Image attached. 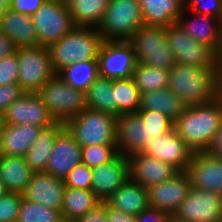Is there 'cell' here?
<instances>
[{
    "mask_svg": "<svg viewBox=\"0 0 222 222\" xmlns=\"http://www.w3.org/2000/svg\"><path fill=\"white\" fill-rule=\"evenodd\" d=\"M168 89L186 107L213 102L222 95V67L202 68L176 63L169 70Z\"/></svg>",
    "mask_w": 222,
    "mask_h": 222,
    "instance_id": "6da1fadb",
    "label": "cell"
},
{
    "mask_svg": "<svg viewBox=\"0 0 222 222\" xmlns=\"http://www.w3.org/2000/svg\"><path fill=\"white\" fill-rule=\"evenodd\" d=\"M221 121L222 95L208 104L186 107L173 127L193 153H200L210 148Z\"/></svg>",
    "mask_w": 222,
    "mask_h": 222,
    "instance_id": "7a4b0ae2",
    "label": "cell"
},
{
    "mask_svg": "<svg viewBox=\"0 0 222 222\" xmlns=\"http://www.w3.org/2000/svg\"><path fill=\"white\" fill-rule=\"evenodd\" d=\"M103 41L97 28L75 26L59 41L47 47L55 72L74 62L97 60Z\"/></svg>",
    "mask_w": 222,
    "mask_h": 222,
    "instance_id": "3957f363",
    "label": "cell"
},
{
    "mask_svg": "<svg viewBox=\"0 0 222 222\" xmlns=\"http://www.w3.org/2000/svg\"><path fill=\"white\" fill-rule=\"evenodd\" d=\"M116 116L86 108L70 118L65 127L81 148L88 146L116 145Z\"/></svg>",
    "mask_w": 222,
    "mask_h": 222,
    "instance_id": "277c9868",
    "label": "cell"
},
{
    "mask_svg": "<svg viewBox=\"0 0 222 222\" xmlns=\"http://www.w3.org/2000/svg\"><path fill=\"white\" fill-rule=\"evenodd\" d=\"M143 25L138 0H110L97 30L104 41H128Z\"/></svg>",
    "mask_w": 222,
    "mask_h": 222,
    "instance_id": "5b68a950",
    "label": "cell"
},
{
    "mask_svg": "<svg viewBox=\"0 0 222 222\" xmlns=\"http://www.w3.org/2000/svg\"><path fill=\"white\" fill-rule=\"evenodd\" d=\"M57 122L66 123L87 108L86 93L68 85L58 74L37 92Z\"/></svg>",
    "mask_w": 222,
    "mask_h": 222,
    "instance_id": "8992f818",
    "label": "cell"
},
{
    "mask_svg": "<svg viewBox=\"0 0 222 222\" xmlns=\"http://www.w3.org/2000/svg\"><path fill=\"white\" fill-rule=\"evenodd\" d=\"M141 64L171 70L175 58L166 39V27L141 26L128 40Z\"/></svg>",
    "mask_w": 222,
    "mask_h": 222,
    "instance_id": "52a82bcc",
    "label": "cell"
},
{
    "mask_svg": "<svg viewBox=\"0 0 222 222\" xmlns=\"http://www.w3.org/2000/svg\"><path fill=\"white\" fill-rule=\"evenodd\" d=\"M15 53L18 60V84L25 93H37L55 72L46 46L19 47Z\"/></svg>",
    "mask_w": 222,
    "mask_h": 222,
    "instance_id": "ba28073f",
    "label": "cell"
},
{
    "mask_svg": "<svg viewBox=\"0 0 222 222\" xmlns=\"http://www.w3.org/2000/svg\"><path fill=\"white\" fill-rule=\"evenodd\" d=\"M166 39L177 64L222 67V59L210 47L198 43L177 23L166 27Z\"/></svg>",
    "mask_w": 222,
    "mask_h": 222,
    "instance_id": "9c48e42d",
    "label": "cell"
},
{
    "mask_svg": "<svg viewBox=\"0 0 222 222\" xmlns=\"http://www.w3.org/2000/svg\"><path fill=\"white\" fill-rule=\"evenodd\" d=\"M32 20L38 46L48 47L75 27L66 3L60 1L46 0L32 15Z\"/></svg>",
    "mask_w": 222,
    "mask_h": 222,
    "instance_id": "30bf717a",
    "label": "cell"
},
{
    "mask_svg": "<svg viewBox=\"0 0 222 222\" xmlns=\"http://www.w3.org/2000/svg\"><path fill=\"white\" fill-rule=\"evenodd\" d=\"M100 77L129 79L137 65L134 49L129 41H103L98 52Z\"/></svg>",
    "mask_w": 222,
    "mask_h": 222,
    "instance_id": "8fae6325",
    "label": "cell"
},
{
    "mask_svg": "<svg viewBox=\"0 0 222 222\" xmlns=\"http://www.w3.org/2000/svg\"><path fill=\"white\" fill-rule=\"evenodd\" d=\"M172 218L179 222H222V196L191 187Z\"/></svg>",
    "mask_w": 222,
    "mask_h": 222,
    "instance_id": "7c38bea8",
    "label": "cell"
},
{
    "mask_svg": "<svg viewBox=\"0 0 222 222\" xmlns=\"http://www.w3.org/2000/svg\"><path fill=\"white\" fill-rule=\"evenodd\" d=\"M3 119L5 124H31L42 128L57 123L37 93H24L3 112Z\"/></svg>",
    "mask_w": 222,
    "mask_h": 222,
    "instance_id": "4fadbf2b",
    "label": "cell"
},
{
    "mask_svg": "<svg viewBox=\"0 0 222 222\" xmlns=\"http://www.w3.org/2000/svg\"><path fill=\"white\" fill-rule=\"evenodd\" d=\"M142 153L168 163L178 171H186L193 154L174 127L160 135V138L148 142Z\"/></svg>",
    "mask_w": 222,
    "mask_h": 222,
    "instance_id": "5bb4252c",
    "label": "cell"
},
{
    "mask_svg": "<svg viewBox=\"0 0 222 222\" xmlns=\"http://www.w3.org/2000/svg\"><path fill=\"white\" fill-rule=\"evenodd\" d=\"M187 13L192 15L191 19ZM177 24L194 40L210 47L222 59V21L220 19L189 12L184 8Z\"/></svg>",
    "mask_w": 222,
    "mask_h": 222,
    "instance_id": "9a60e30c",
    "label": "cell"
},
{
    "mask_svg": "<svg viewBox=\"0 0 222 222\" xmlns=\"http://www.w3.org/2000/svg\"><path fill=\"white\" fill-rule=\"evenodd\" d=\"M128 179L146 189L171 179L179 171L172 165L136 152L127 156Z\"/></svg>",
    "mask_w": 222,
    "mask_h": 222,
    "instance_id": "2e32d148",
    "label": "cell"
},
{
    "mask_svg": "<svg viewBox=\"0 0 222 222\" xmlns=\"http://www.w3.org/2000/svg\"><path fill=\"white\" fill-rule=\"evenodd\" d=\"M191 188L186 171H179L171 179L147 189L150 207L166 211L171 217Z\"/></svg>",
    "mask_w": 222,
    "mask_h": 222,
    "instance_id": "e0dca14e",
    "label": "cell"
},
{
    "mask_svg": "<svg viewBox=\"0 0 222 222\" xmlns=\"http://www.w3.org/2000/svg\"><path fill=\"white\" fill-rule=\"evenodd\" d=\"M191 187L222 196V159L208 152L193 153L186 169Z\"/></svg>",
    "mask_w": 222,
    "mask_h": 222,
    "instance_id": "ac0fdd59",
    "label": "cell"
},
{
    "mask_svg": "<svg viewBox=\"0 0 222 222\" xmlns=\"http://www.w3.org/2000/svg\"><path fill=\"white\" fill-rule=\"evenodd\" d=\"M82 163L81 147L66 127L57 135L45 172L64 180Z\"/></svg>",
    "mask_w": 222,
    "mask_h": 222,
    "instance_id": "d6986e66",
    "label": "cell"
},
{
    "mask_svg": "<svg viewBox=\"0 0 222 222\" xmlns=\"http://www.w3.org/2000/svg\"><path fill=\"white\" fill-rule=\"evenodd\" d=\"M127 180V157L121 154L110 162L92 168V191L101 202H106Z\"/></svg>",
    "mask_w": 222,
    "mask_h": 222,
    "instance_id": "ffe728a7",
    "label": "cell"
},
{
    "mask_svg": "<svg viewBox=\"0 0 222 222\" xmlns=\"http://www.w3.org/2000/svg\"><path fill=\"white\" fill-rule=\"evenodd\" d=\"M65 188L64 180L55 178L47 172H36L22 197L27 201L61 211Z\"/></svg>",
    "mask_w": 222,
    "mask_h": 222,
    "instance_id": "44dd1931",
    "label": "cell"
},
{
    "mask_svg": "<svg viewBox=\"0 0 222 222\" xmlns=\"http://www.w3.org/2000/svg\"><path fill=\"white\" fill-rule=\"evenodd\" d=\"M116 145L119 154L126 157L144 149V124L137 113L116 118Z\"/></svg>",
    "mask_w": 222,
    "mask_h": 222,
    "instance_id": "7402d4cb",
    "label": "cell"
},
{
    "mask_svg": "<svg viewBox=\"0 0 222 222\" xmlns=\"http://www.w3.org/2000/svg\"><path fill=\"white\" fill-rule=\"evenodd\" d=\"M42 129L40 126L31 124H5L0 137V155L24 157L38 139Z\"/></svg>",
    "mask_w": 222,
    "mask_h": 222,
    "instance_id": "603a6c76",
    "label": "cell"
},
{
    "mask_svg": "<svg viewBox=\"0 0 222 222\" xmlns=\"http://www.w3.org/2000/svg\"><path fill=\"white\" fill-rule=\"evenodd\" d=\"M0 31L13 42L16 48L38 46L32 16L8 9L0 19Z\"/></svg>",
    "mask_w": 222,
    "mask_h": 222,
    "instance_id": "cb8c5ba5",
    "label": "cell"
},
{
    "mask_svg": "<svg viewBox=\"0 0 222 222\" xmlns=\"http://www.w3.org/2000/svg\"><path fill=\"white\" fill-rule=\"evenodd\" d=\"M145 26L168 27L177 23L184 0H138Z\"/></svg>",
    "mask_w": 222,
    "mask_h": 222,
    "instance_id": "d4e9b609",
    "label": "cell"
},
{
    "mask_svg": "<svg viewBox=\"0 0 222 222\" xmlns=\"http://www.w3.org/2000/svg\"><path fill=\"white\" fill-rule=\"evenodd\" d=\"M106 203L133 216L150 207L147 189L129 179L107 199Z\"/></svg>",
    "mask_w": 222,
    "mask_h": 222,
    "instance_id": "484cf974",
    "label": "cell"
},
{
    "mask_svg": "<svg viewBox=\"0 0 222 222\" xmlns=\"http://www.w3.org/2000/svg\"><path fill=\"white\" fill-rule=\"evenodd\" d=\"M33 175L24 157L0 155V178L8 191L22 194Z\"/></svg>",
    "mask_w": 222,
    "mask_h": 222,
    "instance_id": "4316f807",
    "label": "cell"
},
{
    "mask_svg": "<svg viewBox=\"0 0 222 222\" xmlns=\"http://www.w3.org/2000/svg\"><path fill=\"white\" fill-rule=\"evenodd\" d=\"M64 128L65 123L62 122L43 128L38 139L26 152L24 158L34 173L45 172L56 137Z\"/></svg>",
    "mask_w": 222,
    "mask_h": 222,
    "instance_id": "83f0119b",
    "label": "cell"
},
{
    "mask_svg": "<svg viewBox=\"0 0 222 222\" xmlns=\"http://www.w3.org/2000/svg\"><path fill=\"white\" fill-rule=\"evenodd\" d=\"M186 106L170 89L149 91L141 94L139 110H152L163 113L174 122Z\"/></svg>",
    "mask_w": 222,
    "mask_h": 222,
    "instance_id": "f1b7e54d",
    "label": "cell"
},
{
    "mask_svg": "<svg viewBox=\"0 0 222 222\" xmlns=\"http://www.w3.org/2000/svg\"><path fill=\"white\" fill-rule=\"evenodd\" d=\"M101 201L92 190L66 187L61 213L65 222H76Z\"/></svg>",
    "mask_w": 222,
    "mask_h": 222,
    "instance_id": "f546056e",
    "label": "cell"
},
{
    "mask_svg": "<svg viewBox=\"0 0 222 222\" xmlns=\"http://www.w3.org/2000/svg\"><path fill=\"white\" fill-rule=\"evenodd\" d=\"M110 0H67L75 26L98 28Z\"/></svg>",
    "mask_w": 222,
    "mask_h": 222,
    "instance_id": "4dcf8cb0",
    "label": "cell"
},
{
    "mask_svg": "<svg viewBox=\"0 0 222 222\" xmlns=\"http://www.w3.org/2000/svg\"><path fill=\"white\" fill-rule=\"evenodd\" d=\"M57 74L68 85L84 92L100 76L97 60L74 62L61 69Z\"/></svg>",
    "mask_w": 222,
    "mask_h": 222,
    "instance_id": "1f68e13d",
    "label": "cell"
},
{
    "mask_svg": "<svg viewBox=\"0 0 222 222\" xmlns=\"http://www.w3.org/2000/svg\"><path fill=\"white\" fill-rule=\"evenodd\" d=\"M141 93L132 78L114 79V116L137 113Z\"/></svg>",
    "mask_w": 222,
    "mask_h": 222,
    "instance_id": "d6a6232c",
    "label": "cell"
},
{
    "mask_svg": "<svg viewBox=\"0 0 222 222\" xmlns=\"http://www.w3.org/2000/svg\"><path fill=\"white\" fill-rule=\"evenodd\" d=\"M86 93L87 107L114 115V80L98 77Z\"/></svg>",
    "mask_w": 222,
    "mask_h": 222,
    "instance_id": "836d02e7",
    "label": "cell"
},
{
    "mask_svg": "<svg viewBox=\"0 0 222 222\" xmlns=\"http://www.w3.org/2000/svg\"><path fill=\"white\" fill-rule=\"evenodd\" d=\"M132 79L141 94L168 88L169 70L137 62Z\"/></svg>",
    "mask_w": 222,
    "mask_h": 222,
    "instance_id": "e575fe53",
    "label": "cell"
},
{
    "mask_svg": "<svg viewBox=\"0 0 222 222\" xmlns=\"http://www.w3.org/2000/svg\"><path fill=\"white\" fill-rule=\"evenodd\" d=\"M17 222H65L60 210L27 201L22 197Z\"/></svg>",
    "mask_w": 222,
    "mask_h": 222,
    "instance_id": "d590c367",
    "label": "cell"
},
{
    "mask_svg": "<svg viewBox=\"0 0 222 222\" xmlns=\"http://www.w3.org/2000/svg\"><path fill=\"white\" fill-rule=\"evenodd\" d=\"M137 114L144 124V147L148 142L160 138V135L173 127V122L161 112L139 110Z\"/></svg>",
    "mask_w": 222,
    "mask_h": 222,
    "instance_id": "8d00e7d4",
    "label": "cell"
},
{
    "mask_svg": "<svg viewBox=\"0 0 222 222\" xmlns=\"http://www.w3.org/2000/svg\"><path fill=\"white\" fill-rule=\"evenodd\" d=\"M82 163L90 168L97 167L106 162L114 160L118 155L117 145L88 146L81 148Z\"/></svg>",
    "mask_w": 222,
    "mask_h": 222,
    "instance_id": "74e56055",
    "label": "cell"
},
{
    "mask_svg": "<svg viewBox=\"0 0 222 222\" xmlns=\"http://www.w3.org/2000/svg\"><path fill=\"white\" fill-rule=\"evenodd\" d=\"M22 194L8 191L0 197V222H17Z\"/></svg>",
    "mask_w": 222,
    "mask_h": 222,
    "instance_id": "f35d334b",
    "label": "cell"
},
{
    "mask_svg": "<svg viewBox=\"0 0 222 222\" xmlns=\"http://www.w3.org/2000/svg\"><path fill=\"white\" fill-rule=\"evenodd\" d=\"M66 187L92 190V168L86 164H78L64 179Z\"/></svg>",
    "mask_w": 222,
    "mask_h": 222,
    "instance_id": "ab89813d",
    "label": "cell"
},
{
    "mask_svg": "<svg viewBox=\"0 0 222 222\" xmlns=\"http://www.w3.org/2000/svg\"><path fill=\"white\" fill-rule=\"evenodd\" d=\"M185 9L200 15H209L222 21V0H184Z\"/></svg>",
    "mask_w": 222,
    "mask_h": 222,
    "instance_id": "60d3db41",
    "label": "cell"
},
{
    "mask_svg": "<svg viewBox=\"0 0 222 222\" xmlns=\"http://www.w3.org/2000/svg\"><path fill=\"white\" fill-rule=\"evenodd\" d=\"M18 67L17 55L15 52L3 58L0 61V85L17 83L19 77Z\"/></svg>",
    "mask_w": 222,
    "mask_h": 222,
    "instance_id": "b9f144b4",
    "label": "cell"
},
{
    "mask_svg": "<svg viewBox=\"0 0 222 222\" xmlns=\"http://www.w3.org/2000/svg\"><path fill=\"white\" fill-rule=\"evenodd\" d=\"M25 92L18 83L0 85V113L3 112Z\"/></svg>",
    "mask_w": 222,
    "mask_h": 222,
    "instance_id": "7bdbcfd3",
    "label": "cell"
},
{
    "mask_svg": "<svg viewBox=\"0 0 222 222\" xmlns=\"http://www.w3.org/2000/svg\"><path fill=\"white\" fill-rule=\"evenodd\" d=\"M46 0H12L9 9L32 16Z\"/></svg>",
    "mask_w": 222,
    "mask_h": 222,
    "instance_id": "ee69618b",
    "label": "cell"
},
{
    "mask_svg": "<svg viewBox=\"0 0 222 222\" xmlns=\"http://www.w3.org/2000/svg\"><path fill=\"white\" fill-rule=\"evenodd\" d=\"M170 218L166 211L149 207L136 216V222H168Z\"/></svg>",
    "mask_w": 222,
    "mask_h": 222,
    "instance_id": "f6af8a7d",
    "label": "cell"
},
{
    "mask_svg": "<svg viewBox=\"0 0 222 222\" xmlns=\"http://www.w3.org/2000/svg\"><path fill=\"white\" fill-rule=\"evenodd\" d=\"M76 222H108L106 217V202H100Z\"/></svg>",
    "mask_w": 222,
    "mask_h": 222,
    "instance_id": "bcb514c9",
    "label": "cell"
},
{
    "mask_svg": "<svg viewBox=\"0 0 222 222\" xmlns=\"http://www.w3.org/2000/svg\"><path fill=\"white\" fill-rule=\"evenodd\" d=\"M106 217L108 222H136V216L118 211L106 203Z\"/></svg>",
    "mask_w": 222,
    "mask_h": 222,
    "instance_id": "7dc6e473",
    "label": "cell"
},
{
    "mask_svg": "<svg viewBox=\"0 0 222 222\" xmlns=\"http://www.w3.org/2000/svg\"><path fill=\"white\" fill-rule=\"evenodd\" d=\"M16 50V47L13 45V42L0 31V61L6 56L13 54Z\"/></svg>",
    "mask_w": 222,
    "mask_h": 222,
    "instance_id": "c3c4849f",
    "label": "cell"
},
{
    "mask_svg": "<svg viewBox=\"0 0 222 222\" xmlns=\"http://www.w3.org/2000/svg\"><path fill=\"white\" fill-rule=\"evenodd\" d=\"M207 152L215 157L222 159V121L218 128L217 134Z\"/></svg>",
    "mask_w": 222,
    "mask_h": 222,
    "instance_id": "681fc988",
    "label": "cell"
},
{
    "mask_svg": "<svg viewBox=\"0 0 222 222\" xmlns=\"http://www.w3.org/2000/svg\"><path fill=\"white\" fill-rule=\"evenodd\" d=\"M9 7L5 4V0H0V19L4 16Z\"/></svg>",
    "mask_w": 222,
    "mask_h": 222,
    "instance_id": "f907efd6",
    "label": "cell"
},
{
    "mask_svg": "<svg viewBox=\"0 0 222 222\" xmlns=\"http://www.w3.org/2000/svg\"><path fill=\"white\" fill-rule=\"evenodd\" d=\"M8 192L7 188L5 187V184L3 183V181L0 178V197L3 196L4 194H6Z\"/></svg>",
    "mask_w": 222,
    "mask_h": 222,
    "instance_id": "816d5d0a",
    "label": "cell"
},
{
    "mask_svg": "<svg viewBox=\"0 0 222 222\" xmlns=\"http://www.w3.org/2000/svg\"><path fill=\"white\" fill-rule=\"evenodd\" d=\"M4 126H5V122H4V119H3V114L0 113V137L3 133Z\"/></svg>",
    "mask_w": 222,
    "mask_h": 222,
    "instance_id": "f5cc1de1",
    "label": "cell"
},
{
    "mask_svg": "<svg viewBox=\"0 0 222 222\" xmlns=\"http://www.w3.org/2000/svg\"><path fill=\"white\" fill-rule=\"evenodd\" d=\"M12 0H5V4L9 7L11 4Z\"/></svg>",
    "mask_w": 222,
    "mask_h": 222,
    "instance_id": "db71d44e",
    "label": "cell"
},
{
    "mask_svg": "<svg viewBox=\"0 0 222 222\" xmlns=\"http://www.w3.org/2000/svg\"><path fill=\"white\" fill-rule=\"evenodd\" d=\"M168 222H179V221H177V220H175V219H173V218L171 217Z\"/></svg>",
    "mask_w": 222,
    "mask_h": 222,
    "instance_id": "11a10c76",
    "label": "cell"
},
{
    "mask_svg": "<svg viewBox=\"0 0 222 222\" xmlns=\"http://www.w3.org/2000/svg\"><path fill=\"white\" fill-rule=\"evenodd\" d=\"M53 1H60V2H64V3L67 2V0H53Z\"/></svg>",
    "mask_w": 222,
    "mask_h": 222,
    "instance_id": "9f6ffc18",
    "label": "cell"
}]
</instances>
